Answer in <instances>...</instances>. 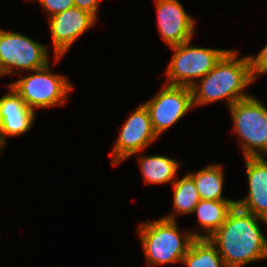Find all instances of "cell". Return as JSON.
Listing matches in <instances>:
<instances>
[{"mask_svg":"<svg viewBox=\"0 0 267 267\" xmlns=\"http://www.w3.org/2000/svg\"><path fill=\"white\" fill-rule=\"evenodd\" d=\"M260 222L267 225L266 219L235 205L225 222L209 238L226 267H245L250 262L267 259V237L260 228Z\"/></svg>","mask_w":267,"mask_h":267,"instance_id":"cell-1","label":"cell"},{"mask_svg":"<svg viewBox=\"0 0 267 267\" xmlns=\"http://www.w3.org/2000/svg\"><path fill=\"white\" fill-rule=\"evenodd\" d=\"M238 52L227 50L211 71L190 87L193 107L227 99L228 108L251 95L242 92L254 82L248 56L237 59Z\"/></svg>","mask_w":267,"mask_h":267,"instance_id":"cell-2","label":"cell"},{"mask_svg":"<svg viewBox=\"0 0 267 267\" xmlns=\"http://www.w3.org/2000/svg\"><path fill=\"white\" fill-rule=\"evenodd\" d=\"M139 237L149 266L182 262L196 238H204L200 232L180 233L176 217L172 213L158 220L142 223Z\"/></svg>","mask_w":267,"mask_h":267,"instance_id":"cell-3","label":"cell"},{"mask_svg":"<svg viewBox=\"0 0 267 267\" xmlns=\"http://www.w3.org/2000/svg\"><path fill=\"white\" fill-rule=\"evenodd\" d=\"M229 111L234 122V132L241 138L244 158L267 154V107L264 103L251 95L235 102Z\"/></svg>","mask_w":267,"mask_h":267,"instance_id":"cell-4","label":"cell"},{"mask_svg":"<svg viewBox=\"0 0 267 267\" xmlns=\"http://www.w3.org/2000/svg\"><path fill=\"white\" fill-rule=\"evenodd\" d=\"M34 73L9 85L34 111L38 108L63 106L68 93L73 89L66 76L51 72L49 63Z\"/></svg>","mask_w":267,"mask_h":267,"instance_id":"cell-5","label":"cell"},{"mask_svg":"<svg viewBox=\"0 0 267 267\" xmlns=\"http://www.w3.org/2000/svg\"><path fill=\"white\" fill-rule=\"evenodd\" d=\"M190 41L170 47L173 57L166 71L168 85L192 87L196 78L204 77L227 51L189 46Z\"/></svg>","mask_w":267,"mask_h":267,"instance_id":"cell-6","label":"cell"},{"mask_svg":"<svg viewBox=\"0 0 267 267\" xmlns=\"http://www.w3.org/2000/svg\"><path fill=\"white\" fill-rule=\"evenodd\" d=\"M48 49L24 34L0 29V72L2 76L15 69L34 71L49 63ZM16 67V68H15Z\"/></svg>","mask_w":267,"mask_h":267,"instance_id":"cell-7","label":"cell"},{"mask_svg":"<svg viewBox=\"0 0 267 267\" xmlns=\"http://www.w3.org/2000/svg\"><path fill=\"white\" fill-rule=\"evenodd\" d=\"M162 90L143 103L147 108L152 128L159 137L193 108L190 87L164 84Z\"/></svg>","mask_w":267,"mask_h":267,"instance_id":"cell-8","label":"cell"},{"mask_svg":"<svg viewBox=\"0 0 267 267\" xmlns=\"http://www.w3.org/2000/svg\"><path fill=\"white\" fill-rule=\"evenodd\" d=\"M157 137L152 128L149 112L142 103L129 116L121 129L112 150V164L114 166L120 164L133 154L139 153Z\"/></svg>","mask_w":267,"mask_h":267,"instance_id":"cell-9","label":"cell"},{"mask_svg":"<svg viewBox=\"0 0 267 267\" xmlns=\"http://www.w3.org/2000/svg\"><path fill=\"white\" fill-rule=\"evenodd\" d=\"M48 19L56 62L97 20L92 14L77 7L69 8Z\"/></svg>","mask_w":267,"mask_h":267,"instance_id":"cell-10","label":"cell"},{"mask_svg":"<svg viewBox=\"0 0 267 267\" xmlns=\"http://www.w3.org/2000/svg\"><path fill=\"white\" fill-rule=\"evenodd\" d=\"M158 31L169 47L191 41L195 21L178 0H155Z\"/></svg>","mask_w":267,"mask_h":267,"instance_id":"cell-11","label":"cell"},{"mask_svg":"<svg viewBox=\"0 0 267 267\" xmlns=\"http://www.w3.org/2000/svg\"><path fill=\"white\" fill-rule=\"evenodd\" d=\"M7 95L0 97V152L6 145L7 136H20L33 125L35 111L10 86Z\"/></svg>","mask_w":267,"mask_h":267,"instance_id":"cell-12","label":"cell"},{"mask_svg":"<svg viewBox=\"0 0 267 267\" xmlns=\"http://www.w3.org/2000/svg\"><path fill=\"white\" fill-rule=\"evenodd\" d=\"M263 157H245L249 191L235 203L240 209L267 220V160Z\"/></svg>","mask_w":267,"mask_h":267,"instance_id":"cell-13","label":"cell"},{"mask_svg":"<svg viewBox=\"0 0 267 267\" xmlns=\"http://www.w3.org/2000/svg\"><path fill=\"white\" fill-rule=\"evenodd\" d=\"M236 205L235 201L200 200L193 213H196L199 225L209 239L225 222L228 213Z\"/></svg>","mask_w":267,"mask_h":267,"instance_id":"cell-14","label":"cell"},{"mask_svg":"<svg viewBox=\"0 0 267 267\" xmlns=\"http://www.w3.org/2000/svg\"><path fill=\"white\" fill-rule=\"evenodd\" d=\"M188 175L196 185L200 200L235 201L223 198L224 171L222 165H208L195 173L190 172Z\"/></svg>","mask_w":267,"mask_h":267,"instance_id":"cell-15","label":"cell"},{"mask_svg":"<svg viewBox=\"0 0 267 267\" xmlns=\"http://www.w3.org/2000/svg\"><path fill=\"white\" fill-rule=\"evenodd\" d=\"M141 174L145 183L163 184L172 181L180 163L163 155L141 156L139 158Z\"/></svg>","mask_w":267,"mask_h":267,"instance_id":"cell-16","label":"cell"},{"mask_svg":"<svg viewBox=\"0 0 267 267\" xmlns=\"http://www.w3.org/2000/svg\"><path fill=\"white\" fill-rule=\"evenodd\" d=\"M182 263L187 267H226L217 247L206 238H196Z\"/></svg>","mask_w":267,"mask_h":267,"instance_id":"cell-17","label":"cell"},{"mask_svg":"<svg viewBox=\"0 0 267 267\" xmlns=\"http://www.w3.org/2000/svg\"><path fill=\"white\" fill-rule=\"evenodd\" d=\"M173 206L177 215L192 214L200 197L193 179L187 174L181 179L172 181Z\"/></svg>","mask_w":267,"mask_h":267,"instance_id":"cell-18","label":"cell"},{"mask_svg":"<svg viewBox=\"0 0 267 267\" xmlns=\"http://www.w3.org/2000/svg\"><path fill=\"white\" fill-rule=\"evenodd\" d=\"M250 62V72L253 80L257 75L267 73V44L260 50L256 56H248Z\"/></svg>","mask_w":267,"mask_h":267,"instance_id":"cell-19","label":"cell"},{"mask_svg":"<svg viewBox=\"0 0 267 267\" xmlns=\"http://www.w3.org/2000/svg\"><path fill=\"white\" fill-rule=\"evenodd\" d=\"M40 5L48 12L49 18L74 7V0H38Z\"/></svg>","mask_w":267,"mask_h":267,"instance_id":"cell-20","label":"cell"},{"mask_svg":"<svg viewBox=\"0 0 267 267\" xmlns=\"http://www.w3.org/2000/svg\"><path fill=\"white\" fill-rule=\"evenodd\" d=\"M101 0H74V7L92 14L97 19V12Z\"/></svg>","mask_w":267,"mask_h":267,"instance_id":"cell-21","label":"cell"}]
</instances>
